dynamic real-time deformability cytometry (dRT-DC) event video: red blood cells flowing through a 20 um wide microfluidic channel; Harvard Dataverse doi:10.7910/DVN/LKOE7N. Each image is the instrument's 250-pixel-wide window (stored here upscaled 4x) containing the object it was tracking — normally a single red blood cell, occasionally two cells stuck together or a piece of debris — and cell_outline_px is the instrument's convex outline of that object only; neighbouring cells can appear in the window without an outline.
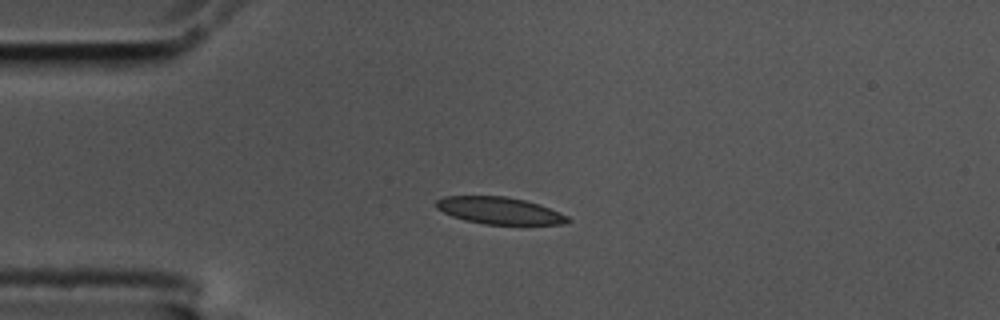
{"species": "common noctule bat (a hibernating species)", "species_latin": "Nyctalus noctula", "temperature_condition": "cold", "stored_images_in_passage": 44, "camera_frame_rate_fps": 3000, "um_per_image_px": 0.085, "animal": {"sex": "male", "body_mass_g": 17.5, "forearm_length_mm": 52.3}, "frame": {"image": 1, "passage_image": 1, "time_ms": 0.0, "image_size_px": [1000, 320], "cell_outline_px": [[572, 220], [564, 224], [484, 224], [464, 220], [452, 216], [436, 208], [436, 200], [444, 196], [504, 196], [524, 200], [540, 204], [560, 212], [568, 216]], "centroid_in_image_um": [42.46, 17.9], "position_along_channel_um": 42.5, "area_um2": 20.69}}
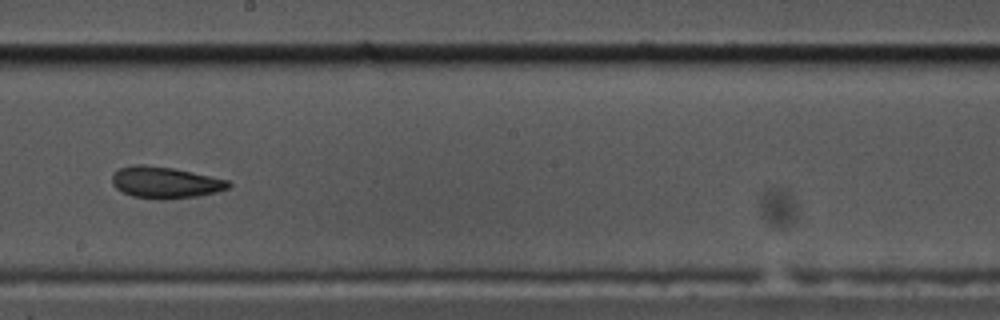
{"frame": {"image": 2, "passage_image": 19, "time_ms": 6.0, "image_size_px": [1000, 320], "cell_outline_px": [[232, 184], [228, 188], [216, 192], [196, 196], [164, 200], [156, 200], [132, 196], [116, 188], [112, 184], [112, 176], [120, 168], [132, 164], [144, 164], [172, 168], [192, 172], [228, 180]], "centroid_in_image_um": [14.02, 15.51], "position_along_channel_um": 234.2, "area_um2": 21.39}}
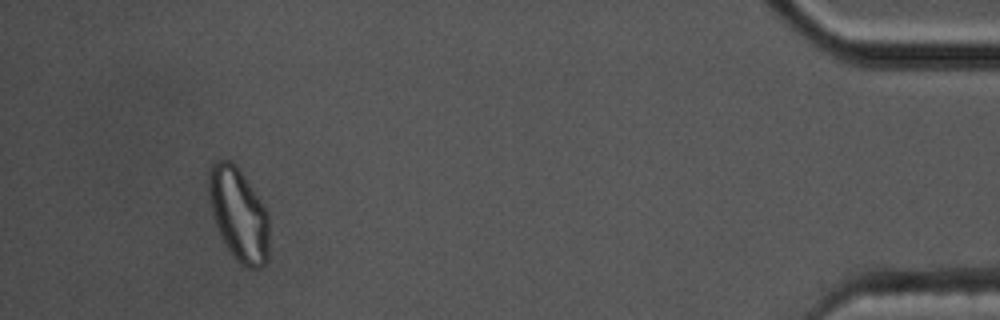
{"frame": {"image": 3, "passage_image": 40, "time_ms": 13.0, "image_size_px": [1000, 320], "cell_outline_px": [[268, 260], [260, 268], [248, 268], [240, 264], [236, 260], [228, 248], [216, 224], [212, 212], [208, 192], [208, 172], [212, 164], [216, 160], [232, 160], [236, 164], [264, 204], [268, 212]], "centroid_in_image_um": [20.3, 18.19], "position_along_channel_um": 414.9, "area_um2": 32.77}, "authors_computed_cell_mechanics": {"area_um2": 21.4438, "velocity_mm_per_s": 3.5487, "shape_relaxation_time_tau1_ms": null, "shape_relaxation_time_tau2_ms": 3.0897, "deformation_change_tau1": null, "deformation_change_tau2": 0.0839}}